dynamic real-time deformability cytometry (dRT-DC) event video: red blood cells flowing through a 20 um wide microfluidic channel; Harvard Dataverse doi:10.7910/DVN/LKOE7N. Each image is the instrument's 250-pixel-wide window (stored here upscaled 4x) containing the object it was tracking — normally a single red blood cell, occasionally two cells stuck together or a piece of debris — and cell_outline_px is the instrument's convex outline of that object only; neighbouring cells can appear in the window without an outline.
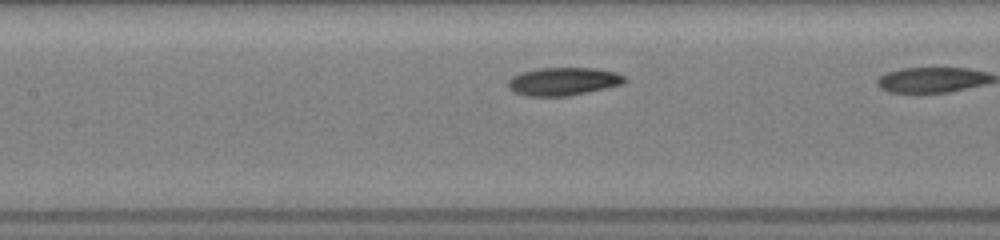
{"species": "common noctule bat (a hibernating species)", "species_latin": "Nyctalus noctula", "temperature_condition": "room temperature", "stored_images_in_passage": 10, "camera_frame_rate_fps": 3000, "um_per_image_px": 0.085, "animal": {"sex": "female", "body_mass_g": 19.5, "forearm_length_mm": 54.1}, "frame": {"image": 1, "passage_image": 9, "time_ms": 2.667, "image_size_px": [1000, 240], "cell_outline_px": [[628, 80], [624, 84], [588, 92], [568, 96], [524, 96], [508, 88], [508, 80], [512, 76], [520, 72], [540, 68], [596, 68], [616, 72], [624, 76]], "centroid_in_image_um": [47.89, 6.92], "position_along_channel_um": 159.5, "area_um2": 19.19}}